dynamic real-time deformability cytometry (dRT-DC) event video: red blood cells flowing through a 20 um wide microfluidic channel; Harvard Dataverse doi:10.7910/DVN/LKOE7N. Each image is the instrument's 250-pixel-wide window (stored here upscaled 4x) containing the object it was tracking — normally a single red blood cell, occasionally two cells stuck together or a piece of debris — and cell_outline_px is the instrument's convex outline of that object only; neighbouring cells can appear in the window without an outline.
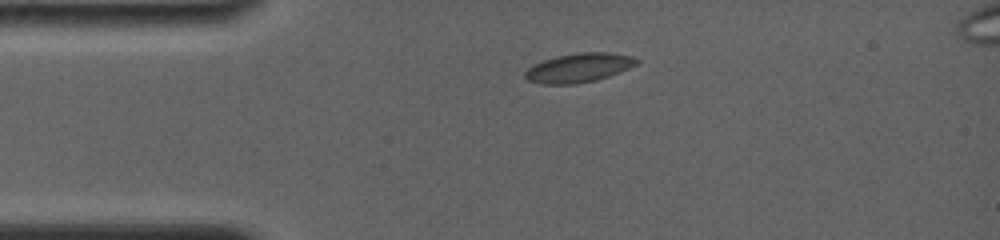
{"species": "common noctule bat (a hibernating species)", "species_latin": "Nyctalus noctula", "temperature_condition": "room temperature", "stored_images_in_passage": 26, "camera_frame_rate_fps": 4000, "um_per_image_px": 0.085, "animal": {"sex": "female", "body_mass_g": 19.0, "forearm_length_mm": 56.7}, "frame": {"image": 1, "passage_image": 1, "time_ms": 0.0, "image_size_px": [1000, 240], "cell_outline_px": [[640, 60], [636, 64], [628, 68], [608, 76], [596, 80], [572, 84], [540, 84], [528, 80], [524, 76], [524, 72], [528, 68], [544, 60], [556, 56], [580, 52], [608, 52], [632, 56]], "centroid_in_image_um": [49.19, 5.76], "position_along_channel_um": 35.8, "area_um2": 18.73}}
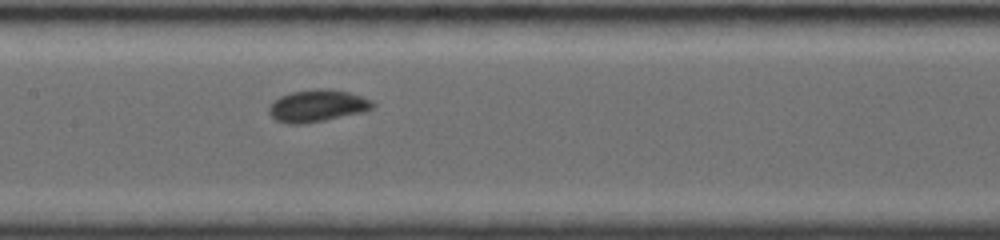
{"frame": {"image": 2, "passage_image": 17, "time_ms": 4.5, "image_size_px": [1000, 240], "cell_outline_px": [[376, 104], [372, 108], [364, 112], [304, 124], [288, 124], [276, 120], [268, 112], [268, 108], [280, 96], [292, 92], [316, 88], [328, 88], [348, 92], [372, 100]], "centroid_in_image_um": [26.99, 8.99], "position_along_channel_um": 180.4, "area_um2": 19.36}}
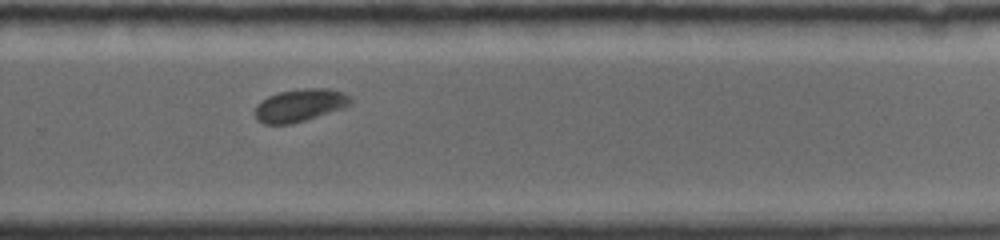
{"frame": {"image": 3, "passage_image": 26, "time_ms": 7.75, "image_size_px": [1000, 240], "cell_outline_px": [[352, 104], [344, 108], [292, 124], [264, 124], [256, 120], [256, 104], [260, 100], [268, 96], [280, 92], [304, 88], [328, 88], [344, 92], [352, 96]], "centroid_in_image_um": [25.52, 8.94], "position_along_channel_um": 304.3, "area_um2": 18.38}}